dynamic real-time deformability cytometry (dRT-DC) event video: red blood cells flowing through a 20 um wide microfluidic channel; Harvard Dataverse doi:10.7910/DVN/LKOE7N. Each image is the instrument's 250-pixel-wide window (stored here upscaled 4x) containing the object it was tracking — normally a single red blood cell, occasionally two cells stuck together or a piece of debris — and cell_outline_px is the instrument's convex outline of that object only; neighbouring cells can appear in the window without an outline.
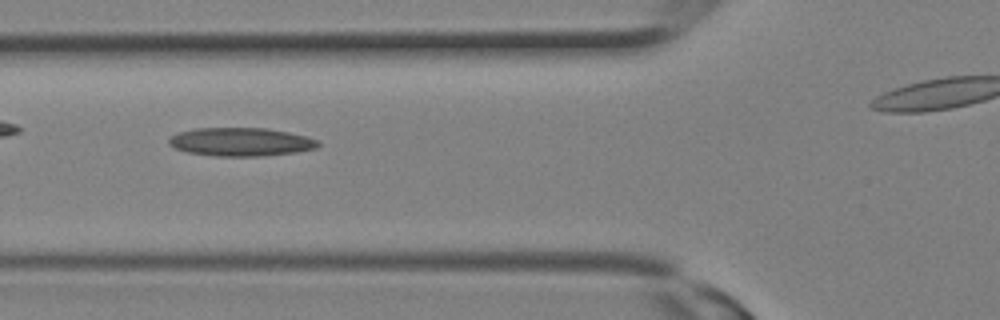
{"species": "Egyptian fruit bat (a non-hibernating species)", "species_latin": "Rousettus aegyptiacus", "temperature_condition": "room temperature", "stored_images_in_passage": 8, "camera_frame_rate_fps": 3000, "um_per_image_px": 0.085, "animal": {"sex": "female"}, "frame": {"image": 1, "passage_image": 3, "time_ms": 0.667, "image_size_px": [1000, 320], "cell_outline_px": [[320, 144], [316, 148], [296, 152], [260, 156], [216, 156], [188, 152], [176, 148], [168, 144], [168, 136], [180, 132], [196, 128], [264, 128], [288, 132], [320, 140]], "centroid_in_image_um": [20.46, 12.06], "position_along_channel_um": 105.3, "area_um2": 24.62}}
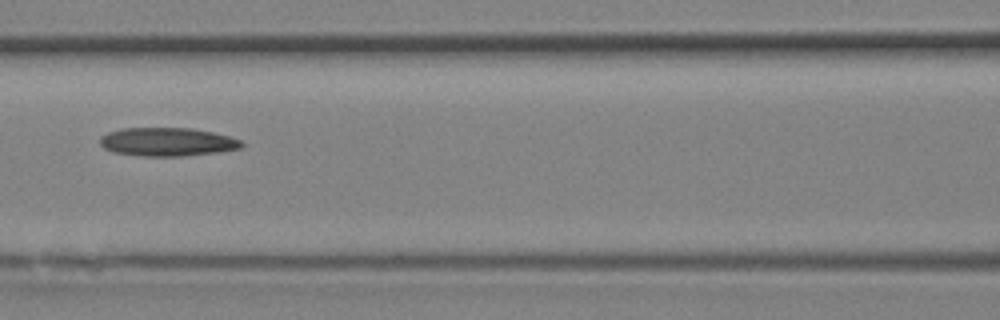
{"frame": {"image": 2, "passage_image": 5, "time_ms": 1.333, "image_size_px": [1000, 320], "cell_outline_px": [[244, 144], [240, 148], [220, 152], [180, 156], [144, 156], [112, 152], [104, 148], [100, 144], [100, 136], [108, 132], [120, 128], [192, 128], [212, 132], [228, 136], [240, 140]], "centroid_in_image_um": [14.19, 12.06], "position_along_channel_um": 152.4, "area_um2": 23.52}}
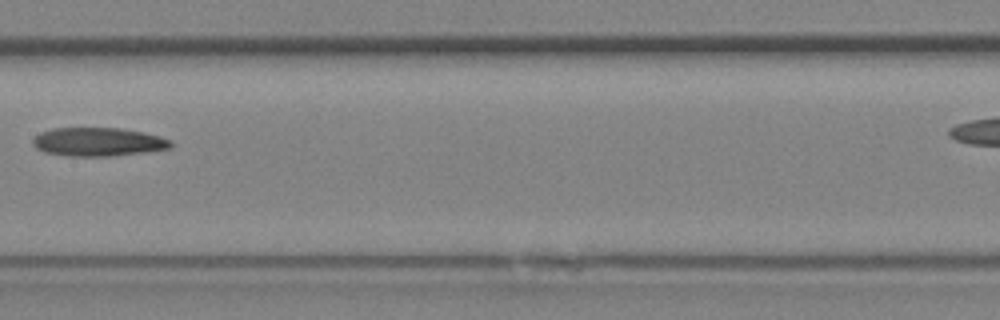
{"frame": {"image": 3, "passage_image": 7, "time_ms": 2.0, "image_size_px": [1000, 320], "cell_outline_px": [[172, 144], [168, 148], [144, 152], [108, 156], [68, 156], [44, 152], [36, 148], [32, 144], [32, 140], [40, 132], [52, 128], [120, 128], [144, 132], [160, 136], [172, 140]], "centroid_in_image_um": [8.31, 12.05], "position_along_channel_um": 199.1, "area_um2": 22.95}}